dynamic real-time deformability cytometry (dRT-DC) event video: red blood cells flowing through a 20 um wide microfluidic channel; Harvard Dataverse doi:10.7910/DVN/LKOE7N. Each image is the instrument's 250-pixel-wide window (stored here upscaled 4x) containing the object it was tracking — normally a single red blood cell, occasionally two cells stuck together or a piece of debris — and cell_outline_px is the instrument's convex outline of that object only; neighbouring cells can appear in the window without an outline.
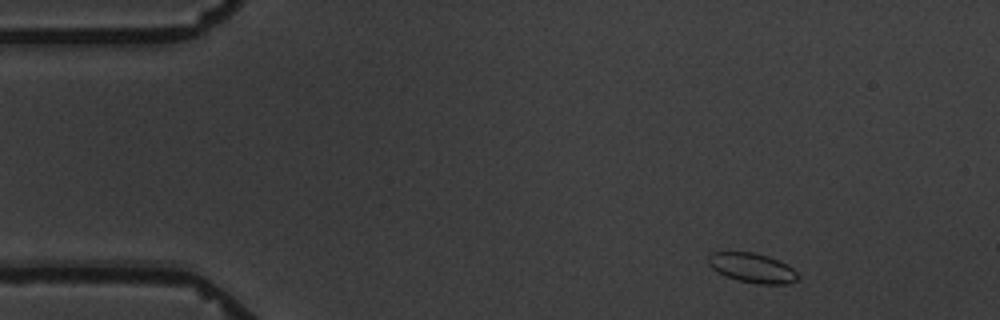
{"species": "common noctule bat (a hibernating species)", "species_latin": "Nyctalus noctula", "temperature_condition": "warm", "stored_images_in_passage": 5, "segment_of_instrument_passage": [1, 2], "camera_frame_rate_fps": 3000, "um_per_image_px": 0.085, "animal": {"sex": "male", "body_mass_g": 19.5, "forearm_length_mm": 54.6}, "frame": {"image": 1, "passage_image": 1, "time_ms": 0.0, "image_size_px": [1000, 320], "cell_outline_px": [[800, 276], [796, 280], [788, 284], [756, 284], [724, 276], [712, 268], [708, 264], [708, 256], [712, 252], [756, 252], [768, 256], [792, 268]], "centroid_in_image_um": [63.92, 22.77], "position_along_channel_um": 21.1, "area_um2": 15.37}}